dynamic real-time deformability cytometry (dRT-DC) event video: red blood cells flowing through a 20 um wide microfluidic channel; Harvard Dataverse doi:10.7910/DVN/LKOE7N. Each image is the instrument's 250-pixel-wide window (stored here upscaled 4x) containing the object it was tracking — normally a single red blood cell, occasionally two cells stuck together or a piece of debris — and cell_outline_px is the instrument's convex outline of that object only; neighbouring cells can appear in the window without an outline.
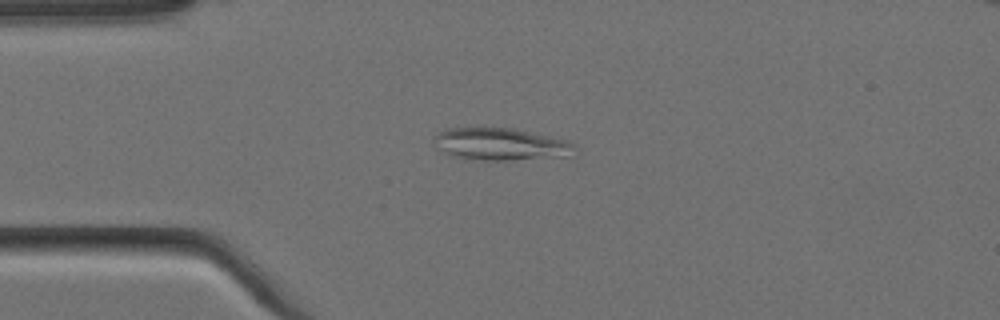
{"species": "Egyptian fruit bat (a non-hibernating species)", "species_latin": "Rousettus aegyptiacus", "temperature_condition": "cold", "stored_images_in_passage": 5, "camera_frame_rate_fps": 3000, "um_per_image_px": 0.085, "animal": {"sex": "female"}, "frame": {"image": 1, "passage_image": 2, "time_ms": 0.333, "image_size_px": [1000, 320], "cell_outline_px": [[580, 148], [572, 156], [512, 160], [468, 160], [448, 156], [436, 148], [432, 144], [432, 140], [444, 128], [512, 128], [568, 140], [576, 144]], "centroid_in_image_um": [42.56, 12.28], "position_along_channel_um": 42.4, "area_um2": 27.22}}